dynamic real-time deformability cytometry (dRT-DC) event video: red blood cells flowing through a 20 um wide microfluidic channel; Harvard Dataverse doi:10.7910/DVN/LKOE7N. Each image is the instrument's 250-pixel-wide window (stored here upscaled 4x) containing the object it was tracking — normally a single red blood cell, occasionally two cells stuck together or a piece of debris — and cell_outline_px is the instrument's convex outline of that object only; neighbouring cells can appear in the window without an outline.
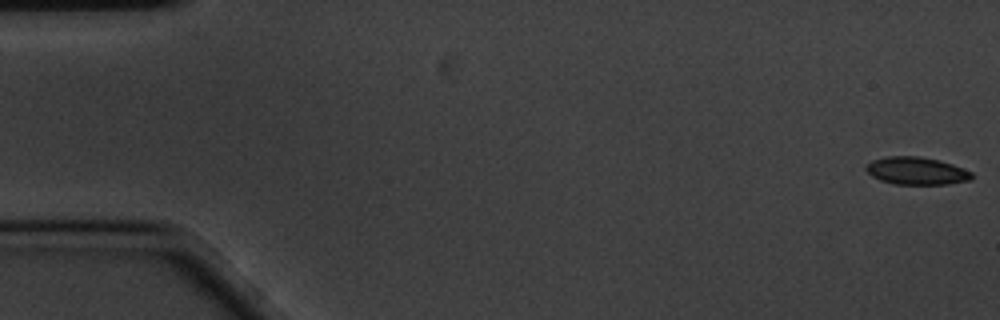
{"species": "common noctule bat (a hibernating species)", "species_latin": "Nyctalus noctula", "temperature_condition": "cold", "stored_images_in_passage": 58, "camera_frame_rate_fps": 3000, "um_per_image_px": 0.085, "animal": {"sex": "male", "body_mass_g": 20.1, "forearm_length_mm": 53.5}, "frame": {"image": 1, "passage_image": 1, "time_ms": 0.0, "image_size_px": [1000, 320], "cell_outline_px": [[972, 180], [948, 184], [892, 184], [880, 180], [872, 176], [864, 168], [872, 160], [888, 156], [920, 156], [952, 164], [972, 172]], "centroid_in_image_um": [77.89, 14.53], "position_along_channel_um": 7.1, "area_um2": 16.94}}
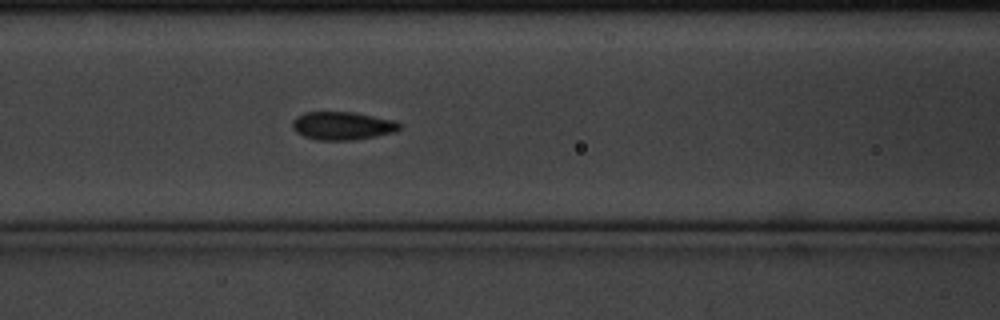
{"frame": {"image": 2, "passage_image": 24, "time_ms": 7.667, "image_size_px": [1000, 320], "cell_outline_px": [[400, 128], [392, 132], [376, 136], [352, 140], [316, 140], [304, 136], [296, 132], [292, 128], [292, 120], [296, 116], [304, 112], [352, 112], [396, 120], [400, 124]], "centroid_in_image_um": [29.06, 10.68], "position_along_channel_um": 137.5, "area_um2": 17.57}}
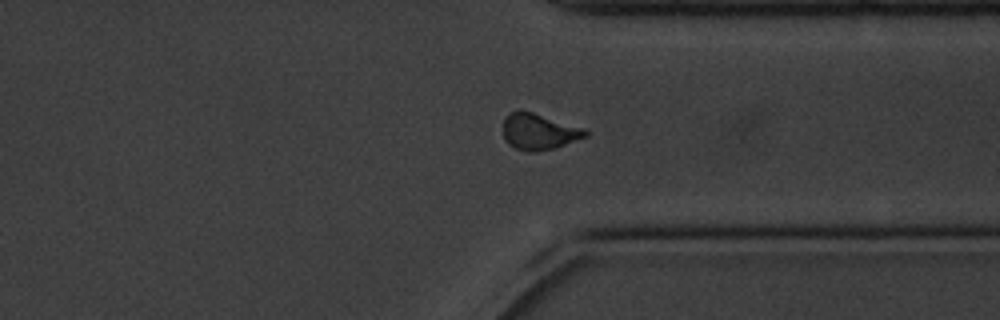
{"frame": {"image": 3, "passage_image": 44, "time_ms": 14.333, "image_size_px": [1000, 320], "cell_outline_px": [[592, 132], [588, 136], [556, 148], [536, 152], [528, 152], [516, 148], [508, 144], [504, 140], [504, 116], [508, 112], [532, 112], [584, 128]], "centroid_in_image_um": [45.84, 11.21], "position_along_channel_um": 365.6, "area_um2": 17.4}, "authors_computed_cell_mechanics": {"area_um2": 17.2822, "velocity_mm_per_s": 3.4298, "shape_relaxation_time_tau1_ms": 2.8076, "shape_relaxation_time_tau2_ms": 2.6144, "deformation_change_tau1": 0.1089, "deformation_change_tau2": 0.0586}}